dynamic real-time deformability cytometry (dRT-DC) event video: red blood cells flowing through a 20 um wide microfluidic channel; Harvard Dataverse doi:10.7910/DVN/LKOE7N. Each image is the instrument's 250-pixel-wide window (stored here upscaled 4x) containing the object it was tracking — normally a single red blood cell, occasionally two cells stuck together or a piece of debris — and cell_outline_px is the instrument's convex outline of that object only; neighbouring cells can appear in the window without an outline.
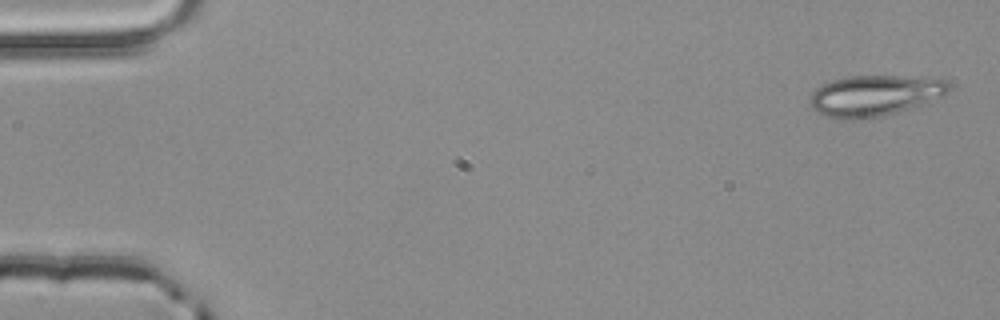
{"species": "common noctule bat (a hibernating species)", "species_latin": "Nyctalus noctula", "temperature_condition": "room temperature", "stored_images_in_passage": 4, "camera_frame_rate_fps": 3000, "um_per_image_px": 0.085, "animal": {"sex": "male", "body_mass_g": 20.4}, "frame": {"image": 1, "passage_image": 1, "time_ms": 0.0, "image_size_px": [1000, 320], "cell_outline_px": [[952, 88], [944, 96], [884, 116], [852, 120], [836, 120], [820, 116], [812, 108], [808, 100], [812, 92], [816, 88], [832, 80], [848, 76], [940, 76], [948, 80], [952, 84]], "centroid_in_image_um": [74.37, 8.12], "position_along_channel_um": 10.6, "area_um2": 34.04}}